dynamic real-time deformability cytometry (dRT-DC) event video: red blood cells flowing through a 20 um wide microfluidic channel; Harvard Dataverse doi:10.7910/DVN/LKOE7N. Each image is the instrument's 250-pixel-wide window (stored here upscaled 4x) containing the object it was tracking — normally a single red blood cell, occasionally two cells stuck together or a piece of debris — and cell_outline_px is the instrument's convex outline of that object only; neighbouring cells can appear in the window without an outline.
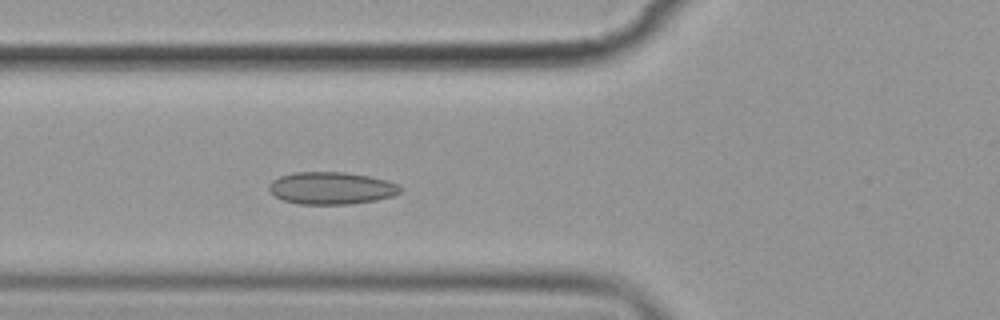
{"species": "common noctule bat (a hibernating species)", "species_latin": "Nyctalus noctula", "temperature_condition": "cold", "stored_images_in_passage": 6, "camera_frame_rate_fps": 3000, "um_per_image_px": 0.085, "animal": {"sex": "female", "body_mass_g": 19.9}, "frame": {"image": 1, "passage_image": 6, "time_ms": 6.667, "image_size_px": [1000, 320], "cell_outline_px": [[404, 188], [400, 192], [392, 196], [376, 200], [348, 204], [300, 204], [284, 200], [276, 196], [268, 188], [268, 184], [272, 180], [280, 176], [292, 172], [344, 172], [368, 176], [388, 180], [400, 184]], "centroid_in_image_um": [28.19, 15.98], "position_along_channel_um": 97.6, "area_um2": 24.8}}